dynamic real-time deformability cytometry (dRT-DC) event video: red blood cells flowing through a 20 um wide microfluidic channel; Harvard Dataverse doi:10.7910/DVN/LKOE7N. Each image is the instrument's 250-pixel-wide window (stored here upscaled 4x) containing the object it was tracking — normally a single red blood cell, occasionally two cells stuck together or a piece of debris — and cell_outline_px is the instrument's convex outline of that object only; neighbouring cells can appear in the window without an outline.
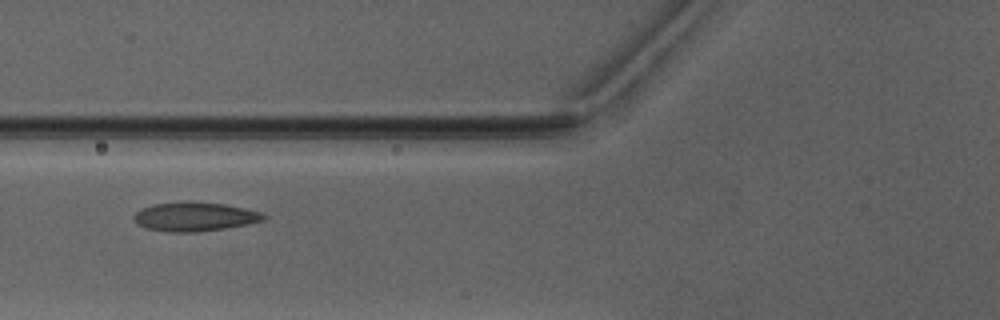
{"species": "Egyptian fruit bat (a non-hibernating species)", "species_latin": "Rousettus aegyptiacus", "temperature_condition": "warm", "stored_images_in_passage": 6, "camera_frame_rate_fps": 3000, "um_per_image_px": 0.085, "animal": {"sex": "male"}, "frame": {"image": 1, "passage_image": 6, "time_ms": 6.667, "image_size_px": [1000, 320], "cell_outline_px": [[268, 216], [264, 220], [248, 224], [224, 228], [196, 232], [172, 232], [144, 228], [136, 224], [132, 216], [140, 208], [152, 204], [224, 204], [244, 208], [260, 212]], "centroid_in_image_um": [16.52, 18.46], "position_along_channel_um": 109.3, "area_um2": 21.21}}